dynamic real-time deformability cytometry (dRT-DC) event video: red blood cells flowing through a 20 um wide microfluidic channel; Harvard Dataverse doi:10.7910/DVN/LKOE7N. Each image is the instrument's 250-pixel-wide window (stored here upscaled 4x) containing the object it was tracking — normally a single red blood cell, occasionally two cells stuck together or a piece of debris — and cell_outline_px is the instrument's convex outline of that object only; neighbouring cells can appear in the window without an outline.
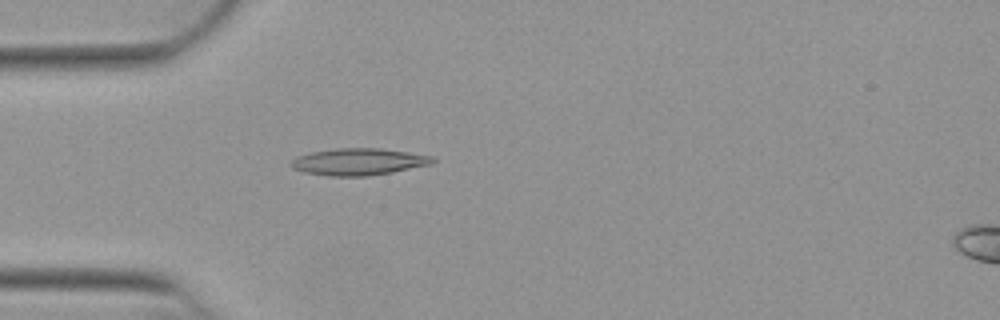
{"species": "Egyptian fruit bat (a non-hibernating species)", "species_latin": "Rousettus aegyptiacus", "temperature_condition": "warm", "stored_images_in_passage": 34, "camera_frame_rate_fps": 3000, "um_per_image_px": 0.085, "animal": {"sex": "female"}, "frame": {"image": 1, "passage_image": 4, "time_ms": 1.0, "image_size_px": [1000, 320], "cell_outline_px": [[436, 160], [432, 164], [392, 172], [368, 176], [328, 176], [304, 172], [292, 168], [288, 164], [296, 156], [312, 152], [336, 148], [380, 148], [408, 152], [432, 156]], "centroid_in_image_um": [30.46, 13.75], "position_along_channel_um": 54.5, "area_um2": 22.25}}
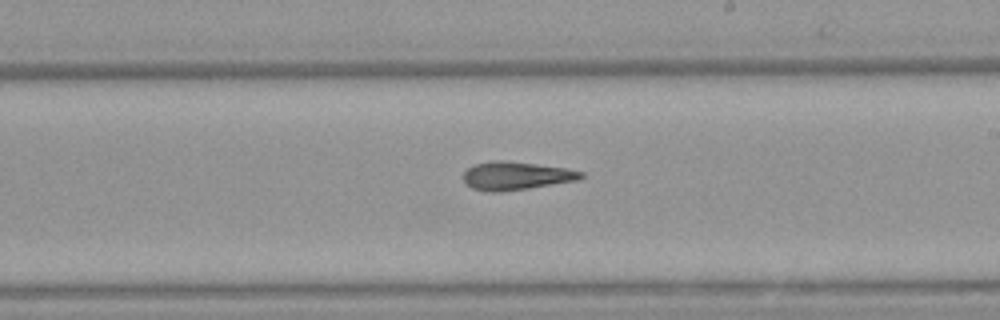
{"frame": {"image": 2, "passage_image": 19, "time_ms": 6.0, "image_size_px": [1000, 320], "cell_outline_px": [[584, 176], [580, 180], [528, 188], [500, 192], [488, 192], [472, 188], [464, 184], [464, 172], [468, 168], [476, 164], [492, 160], [504, 160], [568, 168], [584, 172]], "centroid_in_image_um": [43.88, 14.94], "position_along_channel_um": 245.1, "area_um2": 19.48}}
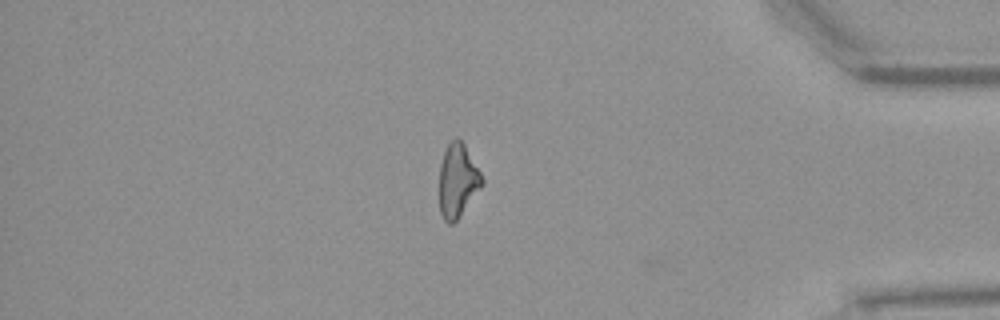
{"frame": {"image": 3, "passage_image": 33, "time_ms": 10.667, "image_size_px": [1000, 320], "cell_outline_px": [[484, 184], [456, 220], [452, 224], [448, 224], [444, 220], [440, 212], [440, 164], [444, 152], [448, 144], [456, 136], [464, 144], [480, 172], [484, 180]], "centroid_in_image_um": [38.9, 15.35], "position_along_channel_um": 396.3, "area_um2": 18.03}, "authors_computed_cell_mechanics": {"area_um2": 19.3341, "velocity_mm_per_s": 3.9467, "shape_relaxation_time_tau1_ms": null, "shape_relaxation_time_tau2_ms": 5.7762, "deformation_change_tau1": null, "deformation_change_tau2": 0.1884}}